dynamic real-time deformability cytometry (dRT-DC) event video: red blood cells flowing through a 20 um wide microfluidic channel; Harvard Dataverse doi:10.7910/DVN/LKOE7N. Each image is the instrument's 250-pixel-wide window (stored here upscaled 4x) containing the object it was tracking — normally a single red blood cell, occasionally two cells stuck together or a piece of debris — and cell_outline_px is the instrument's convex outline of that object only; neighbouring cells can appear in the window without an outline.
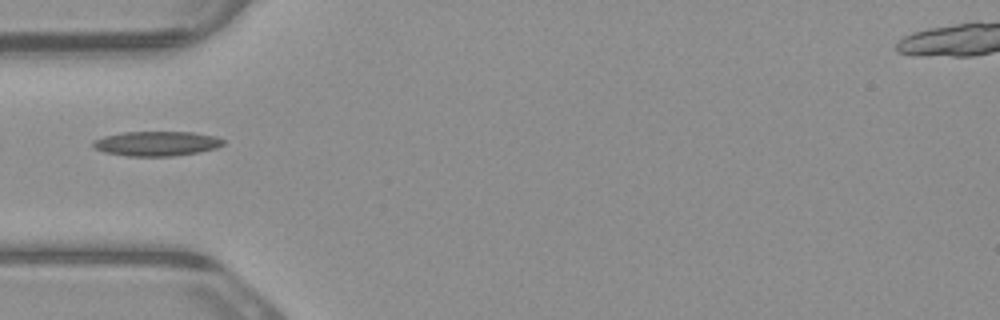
{"species": "common noctule bat (a hibernating species)", "species_latin": "Nyctalus noctula", "temperature_condition": "warm", "stored_images_in_passage": 1, "camera_frame_rate_fps": 3000, "um_per_image_px": 0.085, "animal": {"sex": "male", "body_mass_g": 23.1, "forearm_length_mm": 52.7}, "frame": {"image": 1, "passage_image": 1, "time_ms": 0.0, "image_size_px": [1000, 320], "cell_outline_px": [[224, 144], [216, 148], [196, 152], [172, 156], [128, 156], [104, 152], [92, 148], [92, 140], [104, 136], [124, 132], [192, 132], [216, 136], [224, 140]], "centroid_in_image_um": [13.27, 12.2], "position_along_channel_um": 71.7, "area_um2": 18.73}}